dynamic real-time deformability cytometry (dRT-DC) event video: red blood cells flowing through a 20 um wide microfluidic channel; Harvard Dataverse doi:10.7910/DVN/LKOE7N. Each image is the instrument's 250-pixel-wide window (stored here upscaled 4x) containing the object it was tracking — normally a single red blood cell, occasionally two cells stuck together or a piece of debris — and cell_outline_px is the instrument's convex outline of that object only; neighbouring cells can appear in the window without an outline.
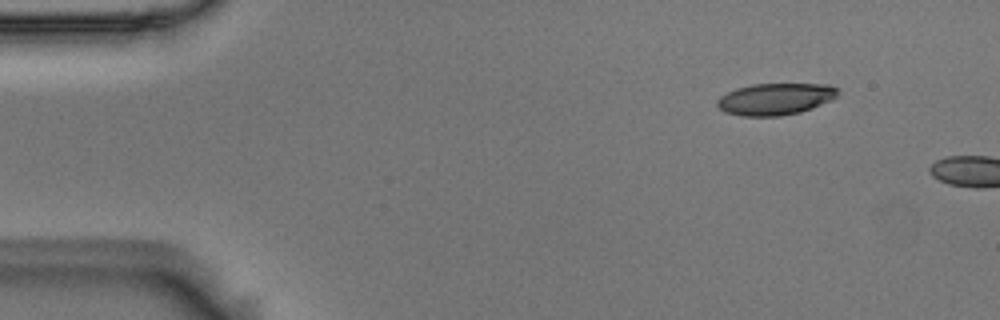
{"species": "Egyptian fruit bat (a non-hibernating species)", "species_latin": "Rousettus aegyptiacus", "temperature_condition": "room temperature", "stored_images_in_passage": 2, "camera_frame_rate_fps": 3000, "um_per_image_px": 0.085, "animal": {"sex": "male"}, "frame": {"image": 1, "passage_image": 1, "time_ms": 0.0, "image_size_px": [1000, 320], "cell_outline_px": [[840, 92], [832, 100], [812, 108], [800, 112], [780, 116], [740, 116], [724, 112], [716, 104], [716, 100], [720, 96], [736, 88], [752, 84], [828, 84], [836, 88]], "centroid_in_image_um": [65.89, 8.42], "position_along_channel_um": 19.1, "area_um2": 22.43}}